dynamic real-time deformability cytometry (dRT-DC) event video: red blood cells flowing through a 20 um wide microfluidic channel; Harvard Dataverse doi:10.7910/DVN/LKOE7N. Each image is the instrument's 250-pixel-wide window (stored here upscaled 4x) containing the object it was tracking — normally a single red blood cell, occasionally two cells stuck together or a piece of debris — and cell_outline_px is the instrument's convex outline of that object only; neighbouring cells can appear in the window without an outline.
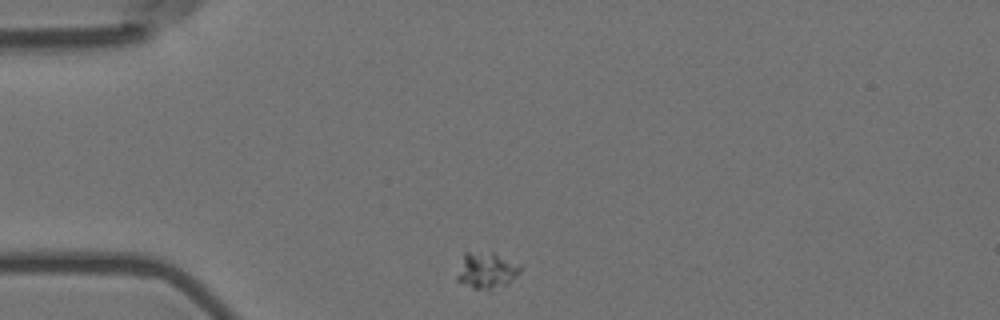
{"species": "Egyptian fruit bat (a non-hibernating species)", "species_latin": "Rousettus aegyptiacus", "temperature_condition": "room temperature", "stored_images_in_passage": 37, "camera_frame_rate_fps": 3000, "um_per_image_px": 0.085, "animal": {"sex": "female"}, "frame": {"image": 1, "passage_image": 1, "time_ms": 0.0, "image_size_px": [1000, 320], "cell_outline_px": [[524, 264], [520, 272], [508, 284], [492, 292], [488, 292], [472, 288], [456, 280], [456, 276], [464, 252], [492, 252]], "centroid_in_image_um": [41.4, 23.02], "position_along_channel_um": 43.6, "area_um2": 14.05}}
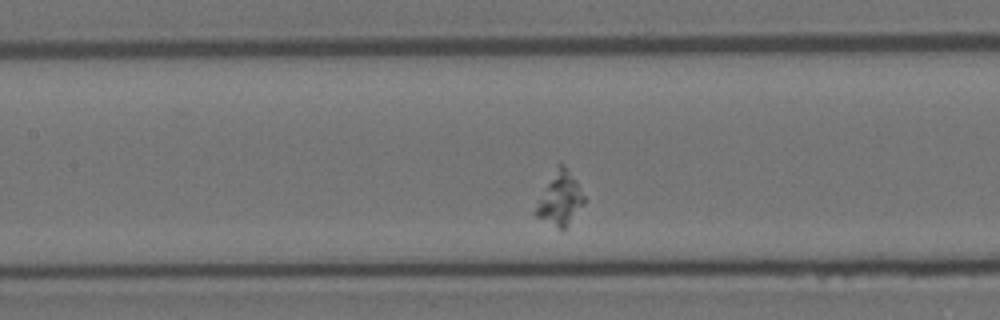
{"frame": {"image": 2, "passage_image": 14, "time_ms": 4.333, "image_size_px": [1000, 320], "cell_outline_px": [[584, 204], [564, 228], [560, 232], [536, 216], [532, 212], [556, 164], [564, 164], [576, 180], [584, 196]], "centroid_in_image_um": [47.56, 16.91], "position_along_channel_um": 159.8, "area_um2": 15.03}}
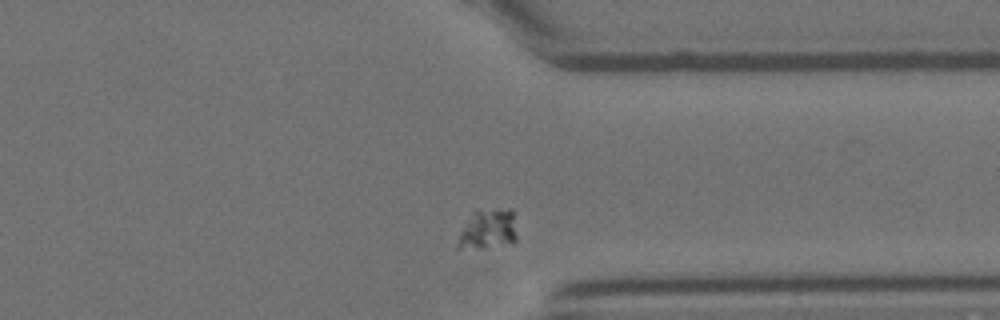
{"frame": {"image": 3, "passage_image": 33, "time_ms": 10.667, "image_size_px": [1000, 320], "cell_outline_px": [[516, 240], [512, 244], [480, 248], [456, 248], [456, 244], [460, 232], [472, 212], [476, 208], [512, 208], [516, 236]], "centroid_in_image_um": [41.48, 19.45], "position_along_channel_um": 369.9, "area_um2": 14.16}}